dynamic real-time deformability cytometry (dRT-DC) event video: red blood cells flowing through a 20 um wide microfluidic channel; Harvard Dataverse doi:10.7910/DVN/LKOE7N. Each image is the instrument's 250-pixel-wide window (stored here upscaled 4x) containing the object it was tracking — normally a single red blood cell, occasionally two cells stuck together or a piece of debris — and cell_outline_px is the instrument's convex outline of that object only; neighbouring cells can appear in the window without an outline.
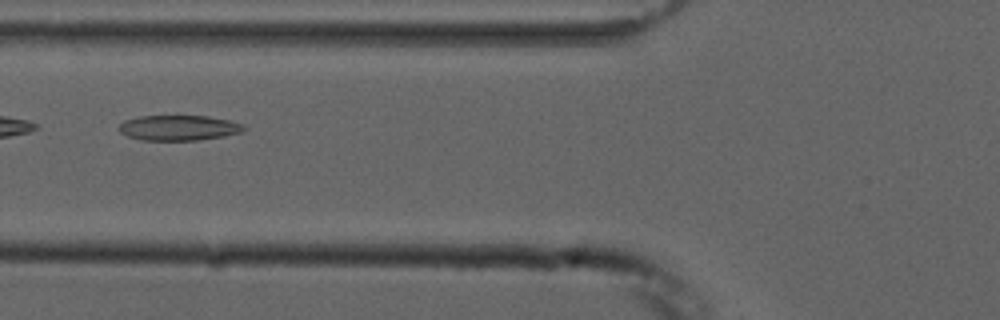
{"species": "common noctule bat (a hibernating species)", "species_latin": "Nyctalus noctula", "temperature_condition": "cold", "stored_images_in_passage": 7, "camera_frame_rate_fps": 3000, "um_per_image_px": 0.085, "animal": {"sex": "male", "forearm_length_mm": 52.5}, "frame": {"image": 1, "passage_image": 6, "time_ms": 5.667, "image_size_px": [1000, 320], "cell_outline_px": [[248, 128], [240, 132], [224, 136], [196, 140], [144, 140], [128, 136], [120, 132], [120, 124], [124, 120], [140, 116], [208, 116], [228, 120], [244, 124]], "centroid_in_image_um": [15.22, 10.86], "position_along_channel_um": 110.6, "area_um2": 18.26}}
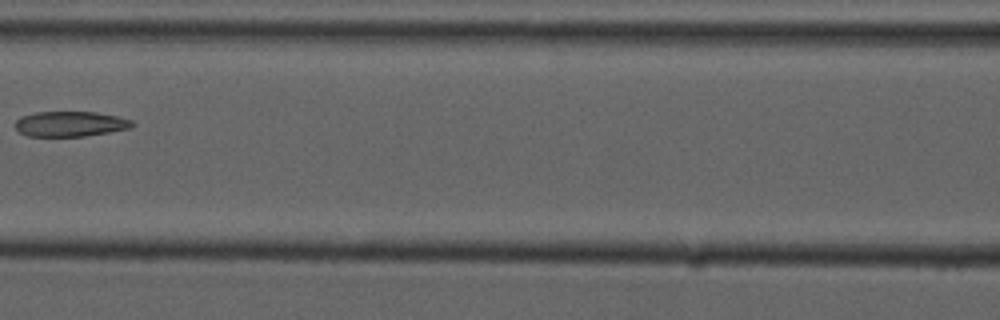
{"frame": {"image": 2, "passage_image": 7, "time_ms": 7.0, "image_size_px": [1000, 320], "cell_outline_px": [[136, 124], [132, 128], [84, 136], [28, 136], [20, 132], [16, 128], [16, 120], [20, 116], [36, 112], [96, 112], [116, 116], [132, 120]], "centroid_in_image_um": [5.99, 10.53], "position_along_channel_um": 160.6, "area_um2": 17.17}}